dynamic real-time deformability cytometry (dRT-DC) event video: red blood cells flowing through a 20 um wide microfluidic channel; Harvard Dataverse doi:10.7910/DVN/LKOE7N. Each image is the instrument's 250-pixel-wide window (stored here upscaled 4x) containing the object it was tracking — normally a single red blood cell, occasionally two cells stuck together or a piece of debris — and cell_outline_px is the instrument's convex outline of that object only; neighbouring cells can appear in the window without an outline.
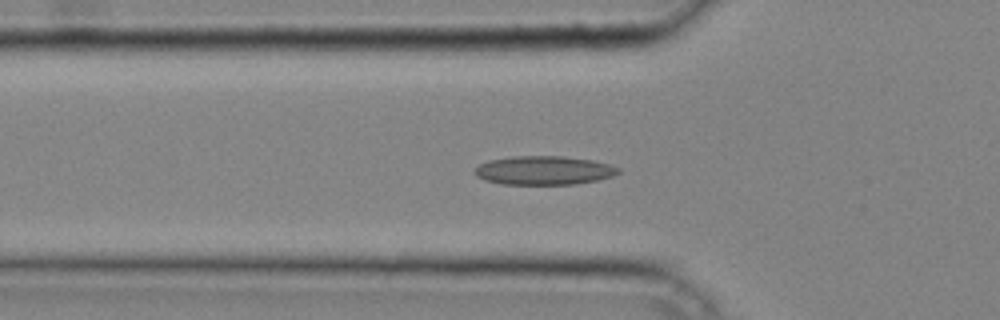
{"species": "common noctule bat (a hibernating species)", "species_latin": "Nyctalus noctula", "temperature_condition": "cold", "stored_images_in_passage": 35, "camera_frame_rate_fps": 3000, "um_per_image_px": 0.085, "animal": {"sex": "male", "body_mass_g": 20.4}, "frame": {"image": 1, "passage_image": 11, "time_ms": 3.333, "image_size_px": [1000, 320], "cell_outline_px": [[620, 172], [612, 176], [596, 180], [576, 184], [504, 184], [484, 180], [476, 176], [472, 172], [480, 164], [488, 160], [512, 156], [564, 156], [592, 160], [608, 164], [620, 168]], "centroid_in_image_um": [46.2, 14.48], "position_along_channel_um": 79.6, "area_um2": 24.1}}
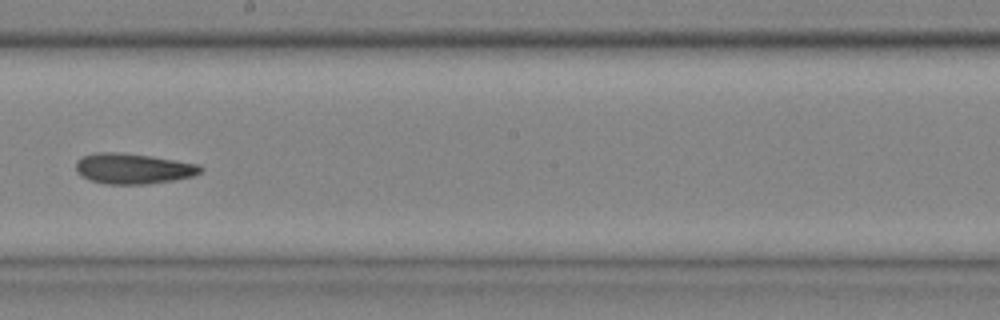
{"frame": {"image": 2, "passage_image": 21, "time_ms": 6.667, "image_size_px": [1000, 320], "cell_outline_px": [[204, 168], [200, 172], [192, 176], [172, 180], [148, 184], [104, 184], [88, 180], [80, 176], [76, 172], [76, 160], [84, 156], [96, 152], [116, 152], [152, 156], [200, 164]], "centroid_in_image_um": [11.29, 14.33], "position_along_channel_um": 236.9, "area_um2": 22.31}}
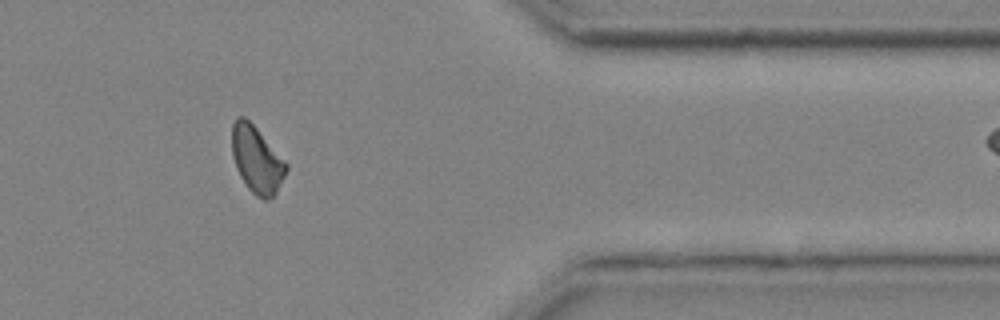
{"frame": {"image": 3, "passage_image": 32, "time_ms": 10.333, "image_size_px": [1000, 320], "cell_outline_px": [[288, 168], [276, 192], [268, 200], [264, 200], [256, 196], [248, 188], [240, 176], [236, 168], [232, 156], [232, 124], [236, 116], [244, 116], [256, 128], [288, 164]], "centroid_in_image_um": [21.8, 13.56], "position_along_channel_um": 389.6, "area_um2": 20.92}}